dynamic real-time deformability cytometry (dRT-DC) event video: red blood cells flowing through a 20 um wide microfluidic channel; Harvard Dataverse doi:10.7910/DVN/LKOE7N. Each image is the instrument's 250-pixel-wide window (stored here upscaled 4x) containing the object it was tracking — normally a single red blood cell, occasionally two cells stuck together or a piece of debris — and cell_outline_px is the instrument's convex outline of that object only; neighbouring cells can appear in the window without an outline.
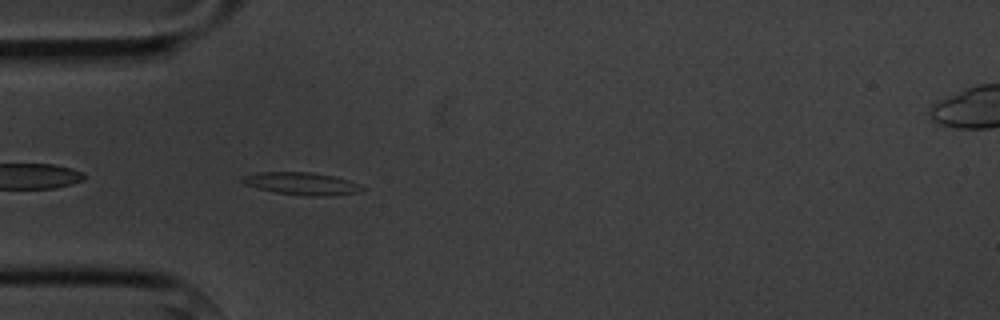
{"species": "common noctule bat (a hibernating species)", "species_latin": "Nyctalus noctula", "temperature_condition": "cold", "stored_images_in_passage": 5, "camera_frame_rate_fps": 3000, "um_per_image_px": 0.085, "animal": {"sex": "male", "body_mass_g": 20.1, "forearm_length_mm": 53.5}, "frame": {"image": 1, "passage_image": 4, "time_ms": 3.667, "image_size_px": [1000, 320], "cell_outline_px": [[364, 188], [356, 192], [328, 196], [308, 196], [276, 192], [244, 184], [240, 180], [244, 176], [260, 172], [312, 172], [336, 176], [348, 180]], "centroid_in_image_um": [25.63, 15.59], "position_along_channel_um": 59.4, "area_um2": 15.37}}